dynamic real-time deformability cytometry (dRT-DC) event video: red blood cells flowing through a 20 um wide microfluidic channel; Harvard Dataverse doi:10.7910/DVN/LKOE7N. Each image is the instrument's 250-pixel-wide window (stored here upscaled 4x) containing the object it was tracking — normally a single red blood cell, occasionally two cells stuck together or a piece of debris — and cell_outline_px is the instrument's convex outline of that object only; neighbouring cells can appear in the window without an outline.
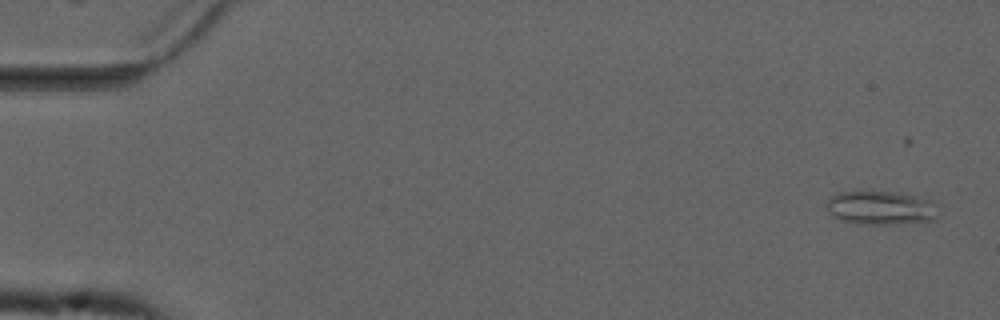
{"species": "common noctule bat (a hibernating species)", "species_latin": "Nyctalus noctula", "temperature_condition": "cold", "stored_images_in_passage": 51, "camera_frame_rate_fps": 3000, "um_per_image_px": 0.085, "animal": {"sex": "male", "forearm_length_mm": 52.5}, "frame": {"image": 1, "passage_image": 4, "time_ms": 1.0, "image_size_px": [1000, 320], "cell_outline_px": [[940, 204], [936, 220], [888, 224], [856, 224], [840, 220], [828, 212], [824, 204], [832, 196], [840, 192], [892, 192], [916, 196], [932, 200]], "centroid_in_image_um": [74.91, 17.68], "position_along_channel_um": 10.1, "area_um2": 22.2}}
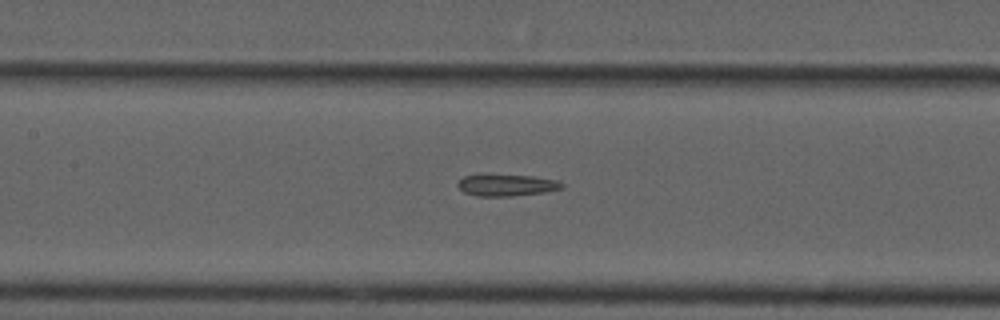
{"frame": {"image": 2, "passage_image": 27, "time_ms": 8.667, "image_size_px": [1000, 320], "cell_outline_px": [[564, 188], [544, 192], [512, 196], [476, 196], [464, 192], [456, 184], [464, 176], [532, 176], [560, 180], [564, 184]], "centroid_in_image_um": [43.13, 15.76], "position_along_channel_um": 164.3, "area_um2": 12.83}}
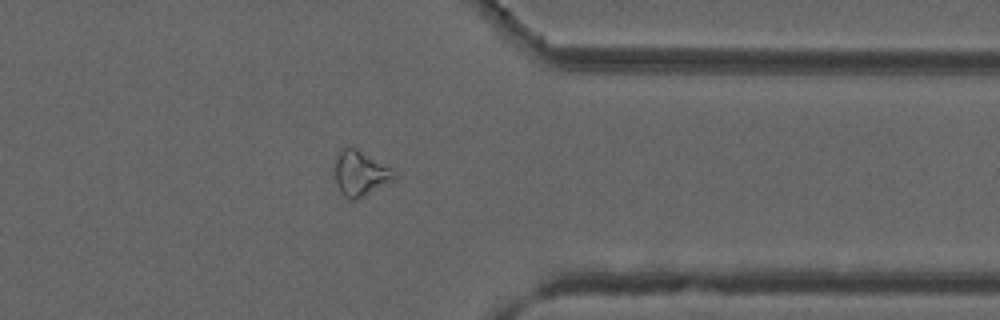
{"frame": {"image": 3, "passage_image": 45, "time_ms": 14.667, "image_size_px": [1000, 320], "cell_outline_px": [[396, 180], [356, 200], [352, 200], [344, 196], [340, 192], [336, 184], [336, 156], [340, 148], [356, 148], [392, 168], [396, 176]], "centroid_in_image_um": [30.65, 14.75], "position_along_channel_um": 380.8, "area_um2": 15.61}, "authors_computed_cell_mechanics": {"area_um2": 14.6234, "velocity_mm_per_s": 3.7529, "shape_relaxation_time_tau1_ms": null, "shape_relaxation_time_tau2_ms": 4.2322, "deformation_change_tau1": null, "deformation_change_tau2": 0.1328}}